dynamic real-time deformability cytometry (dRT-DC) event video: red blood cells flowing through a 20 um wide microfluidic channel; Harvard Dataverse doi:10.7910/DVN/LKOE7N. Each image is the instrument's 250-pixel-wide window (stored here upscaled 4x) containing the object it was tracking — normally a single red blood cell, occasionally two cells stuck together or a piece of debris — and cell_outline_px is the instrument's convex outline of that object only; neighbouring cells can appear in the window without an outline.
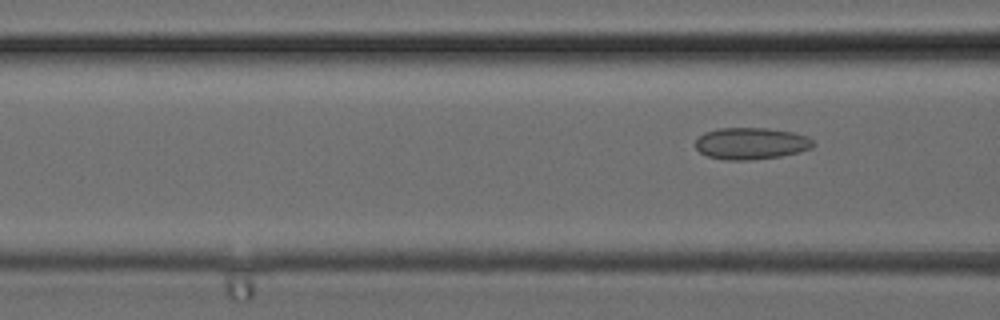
{"species": "common noctule bat (a hibernating species)", "species_latin": "Nyctalus noctula", "temperature_condition": "cold", "stored_images_in_passage": 5, "segment_of_instrument_passage": [2, 2], "camera_frame_rate_fps": 3000, "um_per_image_px": 0.085, "animal": {"sex": "female", "body_mass_g": 24.6, "forearm_length_mm": 56.2}, "frame": {"image": 1, "passage_image": 5, "time_ms": 1.333, "image_size_px": [1000, 320], "cell_outline_px": [[816, 144], [812, 148], [800, 152], [780, 156], [748, 160], [724, 160], [708, 156], [700, 152], [696, 148], [696, 140], [704, 132], [716, 128], [768, 128], [792, 132], [808, 136]], "centroid_in_image_um": [63.85, 12.19], "position_along_channel_um": 102.7, "area_um2": 21.91}}